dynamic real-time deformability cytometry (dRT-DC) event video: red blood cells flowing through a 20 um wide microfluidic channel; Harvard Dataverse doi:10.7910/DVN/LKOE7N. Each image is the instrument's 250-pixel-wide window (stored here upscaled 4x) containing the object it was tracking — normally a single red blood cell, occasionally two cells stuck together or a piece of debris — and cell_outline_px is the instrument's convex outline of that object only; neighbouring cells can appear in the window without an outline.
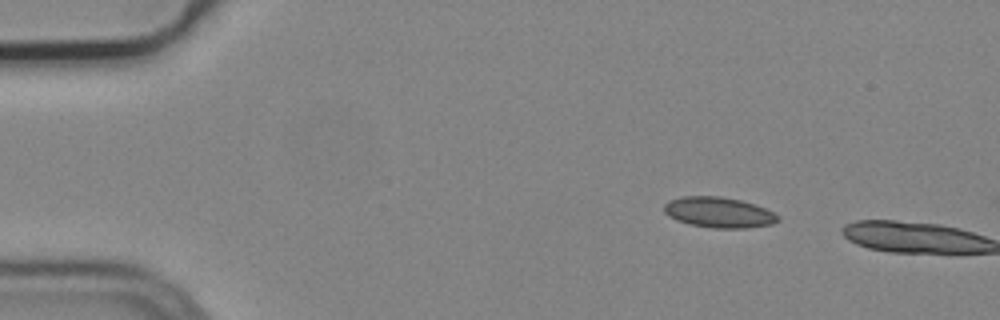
{"species": "common noctule bat (a hibernating species)", "species_latin": "Nyctalus noctula", "temperature_condition": "cold", "stored_images_in_passage": 2, "camera_frame_rate_fps": 3000, "um_per_image_px": 0.085, "animal": {"sex": "male", "body_mass_g": 19.2, "forearm_length_mm": 51.8}, "frame": {"image": 1, "passage_image": 1, "time_ms": 0.0, "image_size_px": [1000, 320], "cell_outline_px": [[780, 220], [772, 224], [748, 228], [712, 228], [688, 224], [676, 220], [668, 216], [664, 212], [664, 204], [668, 200], [684, 196], [720, 196], [740, 200], [756, 204], [780, 216]], "centroid_in_image_um": [61.09, 18.05], "position_along_channel_um": 23.9, "area_um2": 20.46}}